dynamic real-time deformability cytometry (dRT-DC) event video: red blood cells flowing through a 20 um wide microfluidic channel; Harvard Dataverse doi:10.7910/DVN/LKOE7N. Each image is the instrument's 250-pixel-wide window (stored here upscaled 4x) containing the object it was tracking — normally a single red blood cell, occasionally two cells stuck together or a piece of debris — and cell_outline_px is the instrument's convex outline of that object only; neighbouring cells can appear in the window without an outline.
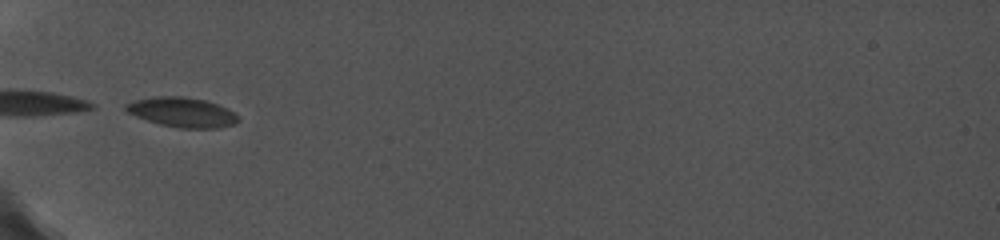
{"species": "common noctule bat (a hibernating species)", "species_latin": "Nyctalus noctula", "temperature_condition": "cold", "stored_images_in_passage": 33, "camera_frame_rate_fps": 5000, "um_per_image_px": 0.085, "animal": {"sex": "female", "body_mass_g": 19.0, "forearm_length_mm": 56.7}, "frame": {"image": 1, "passage_image": 1, "time_ms": 0.0, "image_size_px": [1000, 240], "cell_outline_px": [[240, 120], [232, 124], [220, 128], [180, 128], [160, 124], [136, 116], [128, 112], [124, 108], [124, 104], [136, 100], [152, 96], [184, 96], [204, 100], [228, 108], [240, 116]], "centroid_in_image_um": [15.5, 9.53], "position_along_channel_um": 69.5, "area_um2": 19.48}}